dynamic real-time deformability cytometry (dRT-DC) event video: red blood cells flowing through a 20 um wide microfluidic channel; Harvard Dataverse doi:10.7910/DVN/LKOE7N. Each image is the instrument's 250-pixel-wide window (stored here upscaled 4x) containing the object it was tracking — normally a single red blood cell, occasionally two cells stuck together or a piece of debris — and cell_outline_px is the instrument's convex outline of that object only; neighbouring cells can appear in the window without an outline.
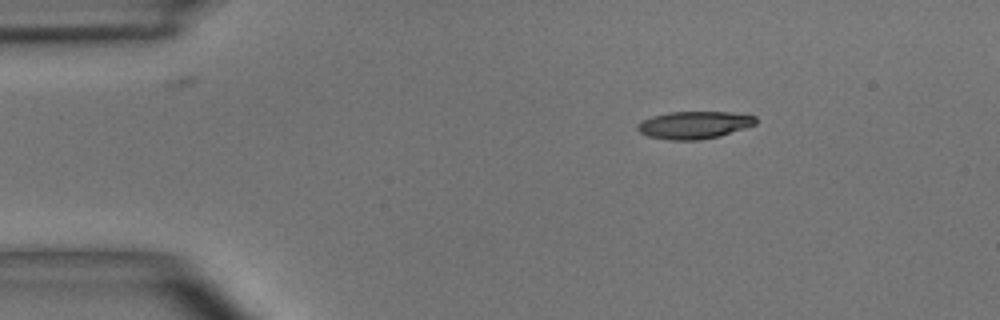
{"species": "common noctule bat (a hibernating species)", "species_latin": "Nyctalus noctula", "temperature_condition": "room temperature", "stored_images_in_passage": 6, "camera_frame_rate_fps": 3000, "um_per_image_px": 0.085, "animal": {"sex": "male", "body_mass_g": 15.6}, "frame": {"image": 1, "passage_image": 6, "time_ms": 6.667, "image_size_px": [1000, 320], "cell_outline_px": [[756, 124], [720, 136], [700, 140], [672, 140], [648, 136], [640, 132], [636, 128], [636, 124], [652, 116], [668, 112], [732, 112], [756, 116]], "centroid_in_image_um": [59.0, 10.62], "position_along_channel_um": 26.0, "area_um2": 18.9}}